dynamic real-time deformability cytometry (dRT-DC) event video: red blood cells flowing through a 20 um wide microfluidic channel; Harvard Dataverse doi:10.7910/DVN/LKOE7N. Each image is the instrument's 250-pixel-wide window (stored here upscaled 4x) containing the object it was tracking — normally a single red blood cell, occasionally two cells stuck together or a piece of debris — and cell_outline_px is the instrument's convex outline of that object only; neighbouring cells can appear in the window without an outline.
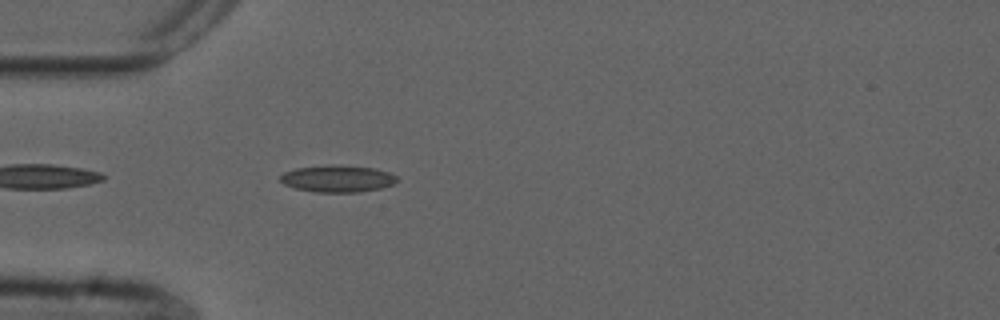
{"species": "common noctule bat (a hibernating species)", "species_latin": "Nyctalus noctula", "temperature_condition": "cold", "stored_images_in_passage": 41, "camera_frame_rate_fps": 3000, "um_per_image_px": 0.085, "animal": {"sex": "male", "forearm_length_mm": 52.5}, "frame": {"image": 1, "passage_image": 3, "time_ms": 0.667, "image_size_px": [1000, 320], "cell_outline_px": [[396, 184], [380, 188], [360, 192], [316, 192], [296, 188], [284, 184], [280, 180], [280, 176], [284, 172], [296, 168], [328, 164], [376, 168], [388, 172], [396, 176]], "centroid_in_image_um": [28.69, 15.18], "position_along_channel_um": 56.3, "area_um2": 18.32}}
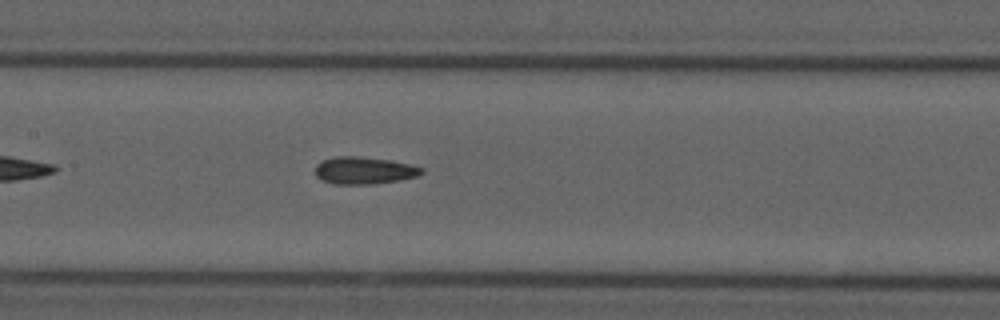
{"frame": {"image": 2, "passage_image": 13, "time_ms": 4.0, "image_size_px": [1000, 320], "cell_outline_px": [[424, 172], [416, 176], [396, 180], [372, 184], [332, 184], [316, 176], [316, 164], [324, 160], [336, 156], [356, 156], [392, 160], [412, 164], [424, 168]], "centroid_in_image_um": [30.96, 14.48], "position_along_channel_um": 176.4, "area_um2": 16.82}}
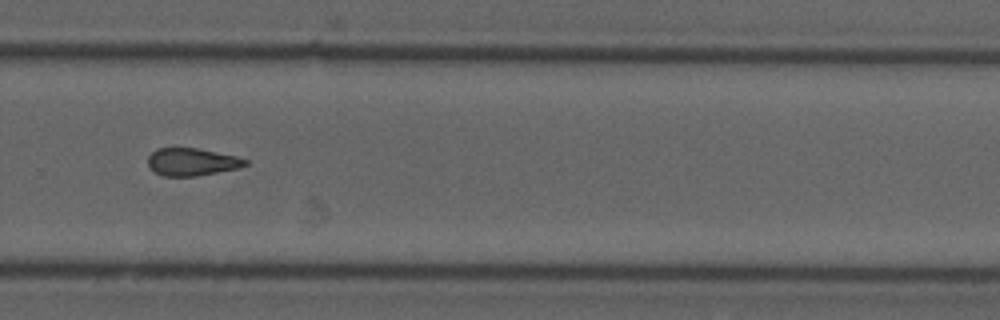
{"frame": {"image": 3, "passage_image": 24, "time_ms": 7.667, "image_size_px": [1000, 320], "cell_outline_px": [[248, 164], [240, 168], [196, 176], [164, 176], [156, 172], [148, 164], [148, 156], [156, 148], [196, 148], [236, 156], [248, 160]], "centroid_in_image_um": [16.33, 13.76], "position_along_channel_um": 313.5, "area_um2": 15.55}, "authors_computed_cell_mechanics": {"area_um2": 16.3574, "velocity_mm_per_s": 3.7524, "shape_relaxation_time_tau1_ms": null, "shape_relaxation_time_tau2_ms": 3.4092, "deformation_change_tau1": null, "deformation_change_tau2": 0.1065}}